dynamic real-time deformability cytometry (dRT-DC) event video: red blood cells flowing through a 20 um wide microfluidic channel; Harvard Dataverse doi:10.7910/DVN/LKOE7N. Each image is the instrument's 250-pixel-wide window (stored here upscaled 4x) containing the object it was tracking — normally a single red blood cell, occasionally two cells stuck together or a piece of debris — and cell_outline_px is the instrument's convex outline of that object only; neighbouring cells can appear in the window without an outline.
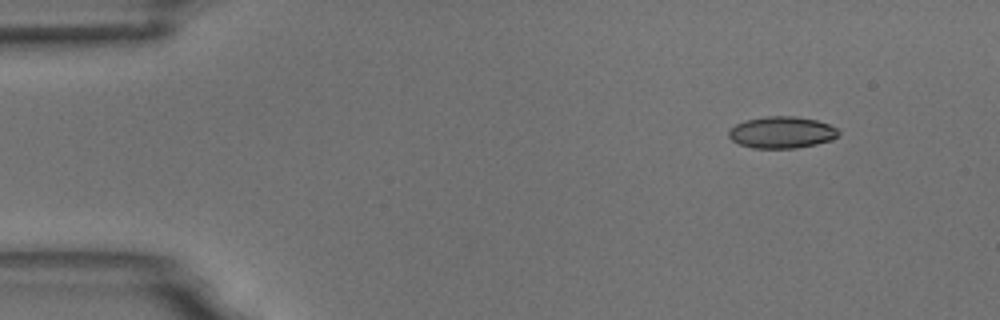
{"species": "common noctule bat (a hibernating species)", "species_latin": "Nyctalus noctula", "temperature_condition": "room temperature", "stored_images_in_passage": 4, "camera_frame_rate_fps": 3000, "um_per_image_px": 0.085, "animal": {"sex": "male", "body_mass_g": 18.8}, "frame": {"image": 1, "passage_image": 1, "time_ms": 0.0, "image_size_px": [1000, 320], "cell_outline_px": [[840, 132], [832, 140], [816, 144], [796, 148], [752, 148], [740, 144], [732, 140], [728, 136], [728, 132], [736, 124], [744, 120], [764, 116], [796, 116], [816, 120], [828, 124], [836, 128]], "centroid_in_image_um": [66.44, 11.25], "position_along_channel_um": 18.6, "area_um2": 20.29}}
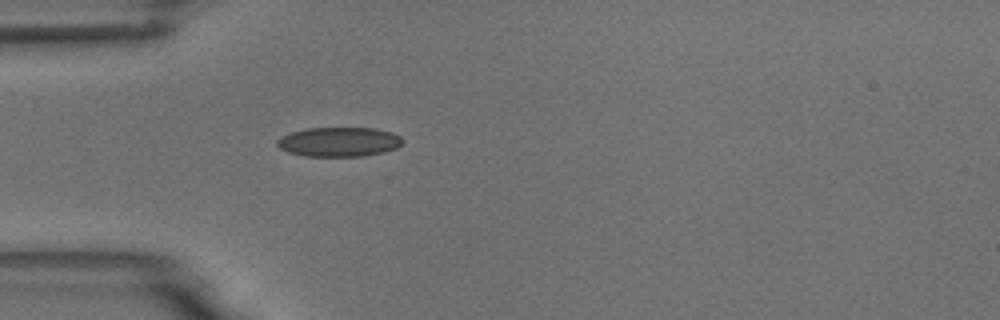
{"frame": {"image": 2, "passage_image": 4, "time_ms": 3.333, "image_size_px": [1000, 320], "cell_outline_px": [[404, 140], [396, 148], [384, 152], [364, 156], [304, 156], [288, 152], [280, 148], [276, 144], [276, 140], [280, 136], [304, 128], [376, 128], [392, 132], [400, 136]], "centroid_in_image_um": [28.8, 12.05], "position_along_channel_um": 56.2, "area_um2": 21.68}}